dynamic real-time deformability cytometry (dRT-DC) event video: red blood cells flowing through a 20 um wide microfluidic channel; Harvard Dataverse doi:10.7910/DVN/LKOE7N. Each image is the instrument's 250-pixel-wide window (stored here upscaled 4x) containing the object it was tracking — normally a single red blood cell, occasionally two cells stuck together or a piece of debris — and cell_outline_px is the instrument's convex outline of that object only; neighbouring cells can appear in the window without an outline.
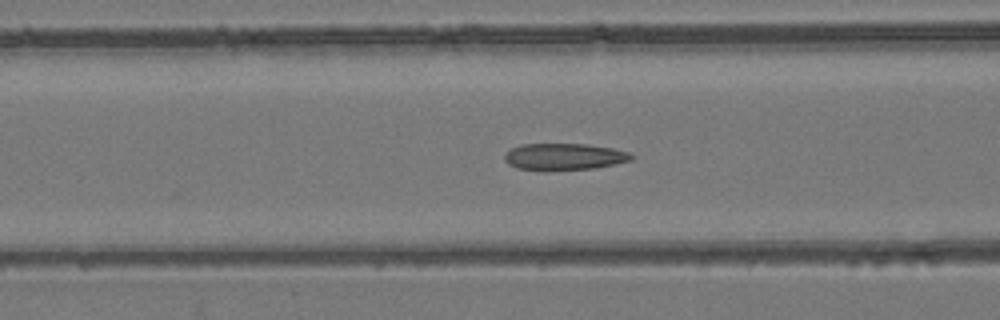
{"species": "common noctule bat (a hibernating species)", "species_latin": "Nyctalus noctula", "temperature_condition": "room temperature", "stored_images_in_passage": 55, "camera_frame_rate_fps": 3000, "um_per_image_px": 0.085, "animal": {"sex": "female", "body_mass_g": 24.6, "forearm_length_mm": 56.2}, "frame": {"image": 1, "passage_image": 22, "time_ms": 7.0, "image_size_px": [1000, 320], "cell_outline_px": [[636, 156], [632, 160], [616, 164], [592, 168], [548, 172], [544, 172], [516, 168], [508, 164], [504, 160], [504, 156], [512, 148], [520, 144], [588, 144], [612, 148], [628, 152]], "centroid_in_image_um": [47.94, 13.34], "position_along_channel_um": 118.7, "area_um2": 20.23}}
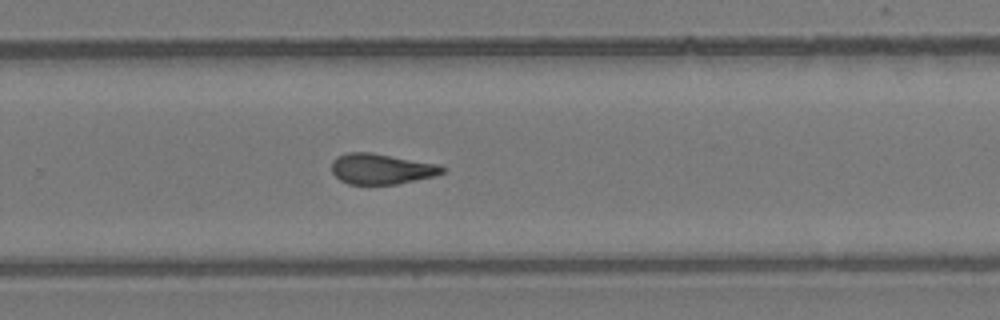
{"frame": {"image": 2, "passage_image": 36, "time_ms": 11.667, "image_size_px": [1000, 320], "cell_outline_px": [[448, 168], [444, 172], [436, 176], [396, 184], [348, 184], [340, 180], [332, 172], [332, 160], [336, 156], [348, 152], [368, 152], [436, 164]], "centroid_in_image_um": [32.4, 14.36], "position_along_channel_um": 297.4, "area_um2": 19.59}}
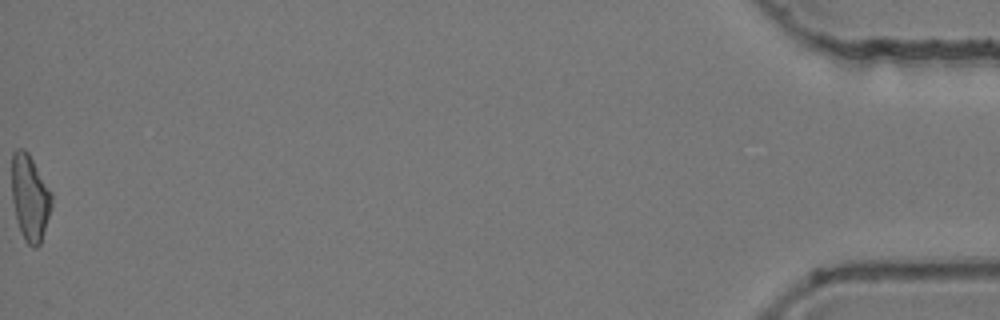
{"frame": {"image": 3, "passage_image": 55, "time_ms": 18.0, "image_size_px": [1000, 320], "cell_outline_px": [[52, 204], [40, 244], [36, 248], [32, 248], [24, 240], [20, 232], [16, 220], [12, 200], [12, 152], [16, 148], [24, 148], [28, 152], [52, 192]], "centroid_in_image_um": [2.53, 16.8], "position_along_channel_um": 432.7, "area_um2": 20.17}, "authors_computed_cell_mechanics": {"area_um2": 20.1144, "velocity_mm_per_s": 3.8345, "shape_relaxation_time_tau1_ms": null, "shape_relaxation_time_tau2_ms": 2.645, "deformation_change_tau1": null, "deformation_change_tau2": 0.1147}}